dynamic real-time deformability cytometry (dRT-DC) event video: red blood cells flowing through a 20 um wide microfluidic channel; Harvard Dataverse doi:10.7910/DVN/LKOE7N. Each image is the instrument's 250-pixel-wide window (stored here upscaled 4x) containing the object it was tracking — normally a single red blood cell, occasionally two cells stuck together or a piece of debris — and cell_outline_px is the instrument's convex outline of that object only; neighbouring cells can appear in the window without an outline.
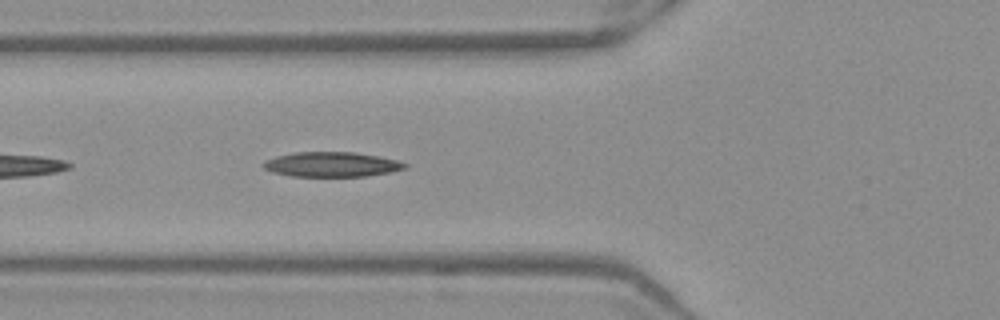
{"species": "Egyptian fruit bat (a non-hibernating species)", "species_latin": "Rousettus aegyptiacus", "temperature_condition": "warm", "stored_images_in_passage": 36, "camera_frame_rate_fps": 3000, "um_per_image_px": 0.085, "frame": {"image": 1, "passage_image": 5, "time_ms": 1.333, "image_size_px": [1000, 320], "cell_outline_px": [[408, 168], [392, 172], [364, 176], [292, 176], [272, 172], [264, 168], [264, 160], [276, 156], [296, 152], [356, 152], [396, 160], [408, 164]], "centroid_in_image_um": [28.21, 13.97], "position_along_channel_um": 97.6, "area_um2": 20.4}}
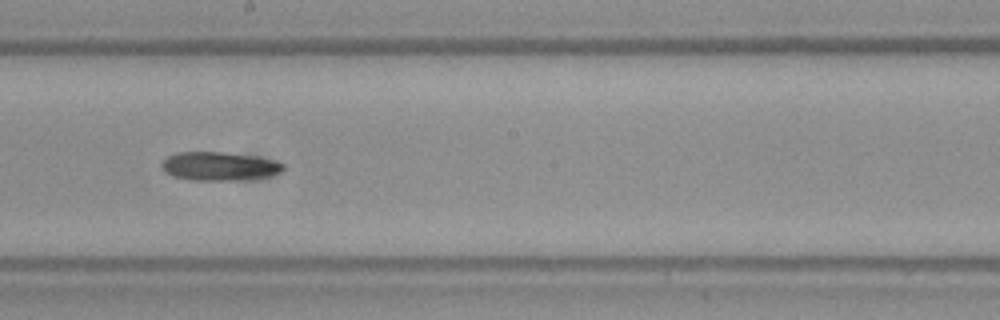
{"frame": {"image": 2, "passage_image": 15, "time_ms": 4.667, "image_size_px": [1000, 320], "cell_outline_px": [[284, 168], [280, 172], [268, 176], [244, 180], [192, 180], [172, 176], [164, 172], [160, 164], [168, 156], [176, 152], [224, 152], [252, 156], [272, 160], [284, 164]], "centroid_in_image_um": [18.59, 14.13], "position_along_channel_um": 229.6, "area_um2": 20.23}}
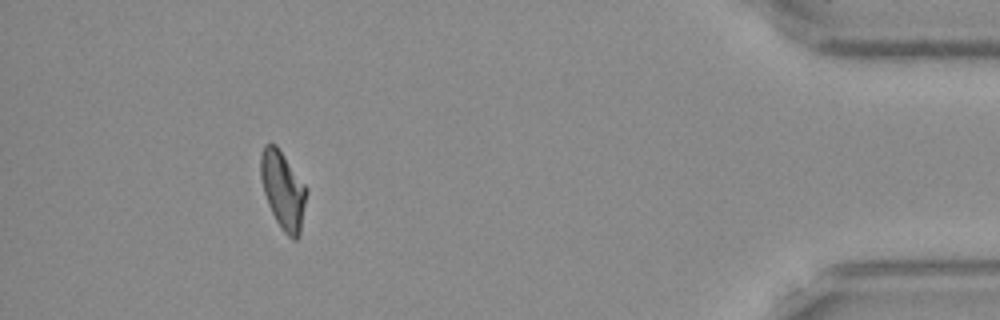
{"frame": {"image": 3, "passage_image": 32, "time_ms": 10.333, "image_size_px": [1000, 320], "cell_outline_px": [[308, 192], [300, 236], [296, 240], [292, 240], [284, 232], [276, 220], [268, 204], [264, 192], [260, 176], [260, 156], [264, 144], [276, 144], [308, 188]], "centroid_in_image_um": [24.08, 16.17], "position_along_channel_um": 411.1, "area_um2": 20.98}}